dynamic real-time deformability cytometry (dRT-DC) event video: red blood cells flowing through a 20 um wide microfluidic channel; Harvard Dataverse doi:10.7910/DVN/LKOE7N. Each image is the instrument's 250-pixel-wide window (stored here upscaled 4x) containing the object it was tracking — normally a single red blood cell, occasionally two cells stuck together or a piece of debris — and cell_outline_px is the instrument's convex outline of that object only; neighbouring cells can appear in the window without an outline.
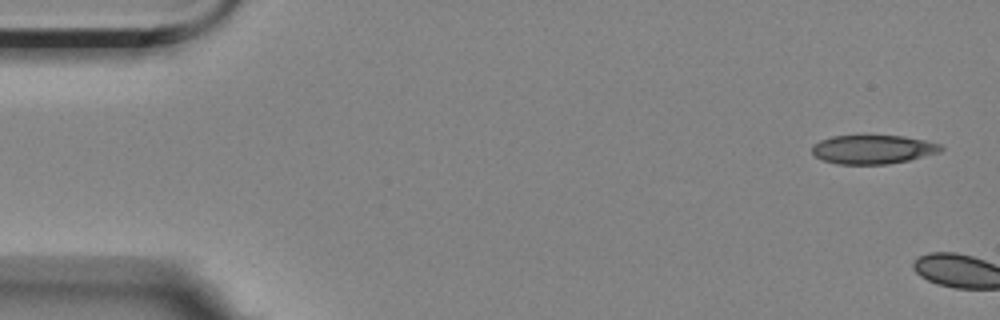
{"species": "Egyptian fruit bat (a non-hibernating species)", "species_latin": "Rousettus aegyptiacus", "temperature_condition": "room temperature", "stored_images_in_passage": 3, "camera_frame_rate_fps": 3000, "um_per_image_px": 0.085, "animal": {"sex": "female"}, "frame": {"image": 1, "passage_image": 1, "time_ms": 0.0, "image_size_px": [1000, 320], "cell_outline_px": [[944, 148], [940, 152], [908, 160], [888, 164], [840, 164], [824, 160], [816, 156], [812, 152], [812, 144], [820, 140], [832, 136], [860, 132], [904, 136], [924, 140], [940, 144]], "centroid_in_image_um": [74.17, 12.64], "position_along_channel_um": 10.8, "area_um2": 22.54}}